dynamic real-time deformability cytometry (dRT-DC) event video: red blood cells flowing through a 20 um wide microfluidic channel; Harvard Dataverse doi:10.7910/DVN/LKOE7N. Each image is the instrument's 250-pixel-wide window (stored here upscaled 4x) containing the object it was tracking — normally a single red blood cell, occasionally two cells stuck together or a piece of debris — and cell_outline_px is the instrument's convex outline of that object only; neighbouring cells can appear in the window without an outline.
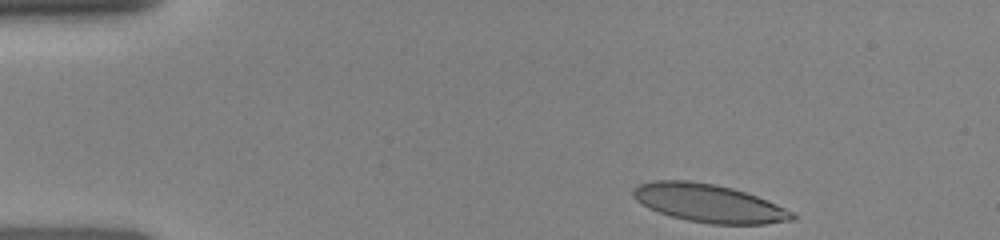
{"species": "human", "species_latin": "Homo sapiens", "temperature_condition": "room temperature", "stored_images_in_passage": 29, "camera_frame_rate_fps": 3000, "um_per_image_px": 0.085, "donor": {"sex": "female"}, "frame": {"image": 1, "passage_image": 1, "time_ms": 0.0, "image_size_px": [1000, 240], "cell_outline_px": [[796, 220], [764, 224], [712, 224], [688, 220], [672, 216], [648, 208], [636, 200], [632, 196], [632, 188], [640, 184], [652, 180], [688, 180], [716, 184], [732, 188], [756, 196], [776, 204], [792, 212], [796, 216]], "centroid_in_image_um": [60.23, 17.26], "position_along_channel_um": 24.8, "area_um2": 35.26}}
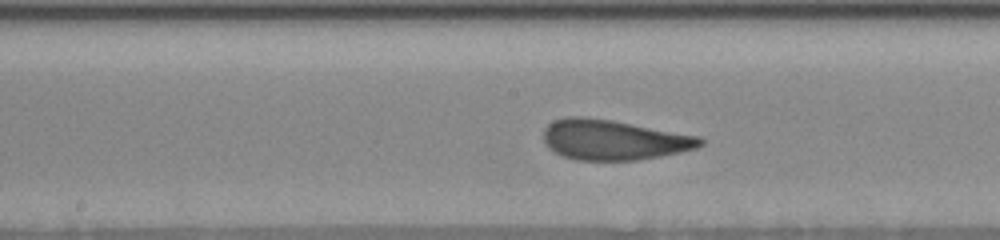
{"frame": {"image": 2, "passage_image": 17, "time_ms": 6.0, "image_size_px": [1000, 240], "cell_outline_px": [[704, 144], [696, 148], [680, 152], [660, 156], [636, 160], [576, 160], [564, 156], [548, 148], [544, 144], [544, 128], [552, 120], [568, 116], [580, 116], [612, 120], [700, 136], [704, 140]], "centroid_in_image_um": [52.14, 11.88], "position_along_channel_um": 196.1, "area_um2": 36.76}}
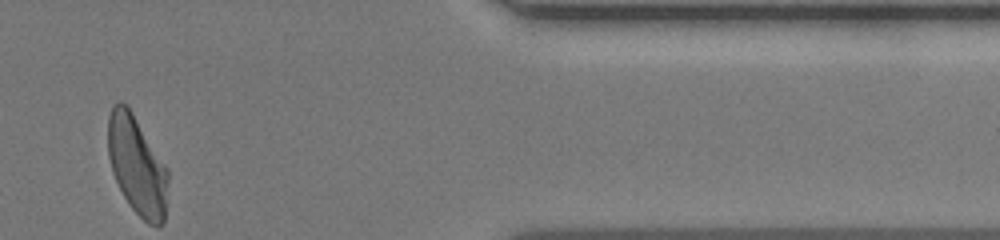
{"frame": {"image": 3, "passage_image": 29, "time_ms": 11.667, "image_size_px": [1000, 240], "cell_outline_px": [[168, 180], [164, 224], [148, 224], [128, 204], [112, 172], [108, 156], [108, 116], [112, 104], [116, 100], [120, 100], [128, 104], [168, 168]], "centroid_in_image_um": [11.63, 13.99], "position_along_channel_um": 399.8, "area_um2": 34.91}}